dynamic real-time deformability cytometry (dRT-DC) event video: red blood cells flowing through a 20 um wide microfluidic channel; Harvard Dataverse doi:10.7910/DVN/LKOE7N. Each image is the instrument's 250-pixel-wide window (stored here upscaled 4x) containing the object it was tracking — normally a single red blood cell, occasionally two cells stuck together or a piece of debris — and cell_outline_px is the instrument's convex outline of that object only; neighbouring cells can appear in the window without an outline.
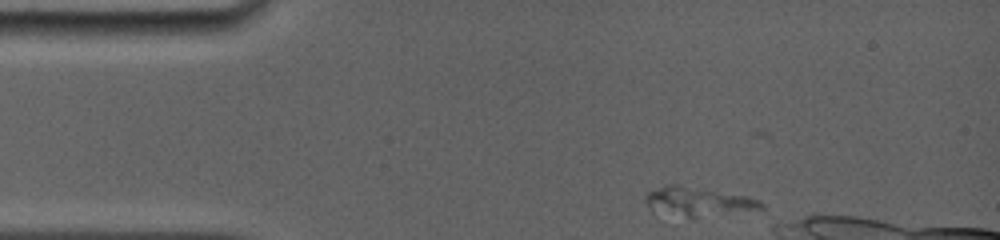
{"species": "common noctule bat (a hibernating species)", "species_latin": "Nyctalus noctula", "temperature_condition": "room temperature", "stored_images_in_passage": 9, "camera_frame_rate_fps": 5000, "um_per_image_px": 0.085, "animal": {"sex": "female", "body_mass_g": 19.0, "forearm_length_mm": 56.7}, "frame": {"image": 1, "passage_image": 1, "time_ms": 0.0, "image_size_px": [1000, 240], "cell_outline_px": [[764, 208], [692, 220], [652, 212], [644, 196], [648, 192], [668, 184], [676, 184], [748, 196], [760, 200], [764, 204]], "centroid_in_image_um": [59.32, 17.19], "position_along_channel_um": 25.7, "area_um2": 20.29}}